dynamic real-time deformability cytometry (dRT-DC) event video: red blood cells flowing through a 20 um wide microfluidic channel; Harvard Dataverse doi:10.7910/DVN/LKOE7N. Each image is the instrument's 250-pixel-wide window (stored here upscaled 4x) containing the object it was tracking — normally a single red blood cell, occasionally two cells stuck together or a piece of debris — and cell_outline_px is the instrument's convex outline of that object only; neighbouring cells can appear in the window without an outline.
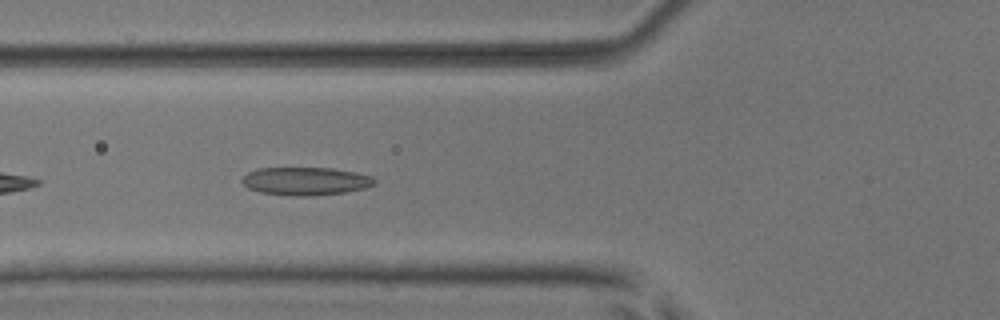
{"species": "common noctule bat (a hibernating species)", "species_latin": "Nyctalus noctula", "temperature_condition": "room temperature", "stored_images_in_passage": 11, "camera_frame_rate_fps": 3000, "um_per_image_px": 0.085, "animal": {"sex": "male", "body_mass_g": 17.9, "forearm_length_mm": 54.2}, "frame": {"image": 1, "passage_image": 5, "time_ms": 1.333, "image_size_px": [1000, 320], "cell_outline_px": [[376, 184], [364, 188], [344, 192], [308, 196], [288, 196], [260, 192], [248, 188], [240, 180], [248, 172], [256, 168], [332, 168], [356, 172], [372, 176], [376, 180]], "centroid_in_image_um": [25.97, 15.39], "position_along_channel_um": 99.8, "area_um2": 21.73}}
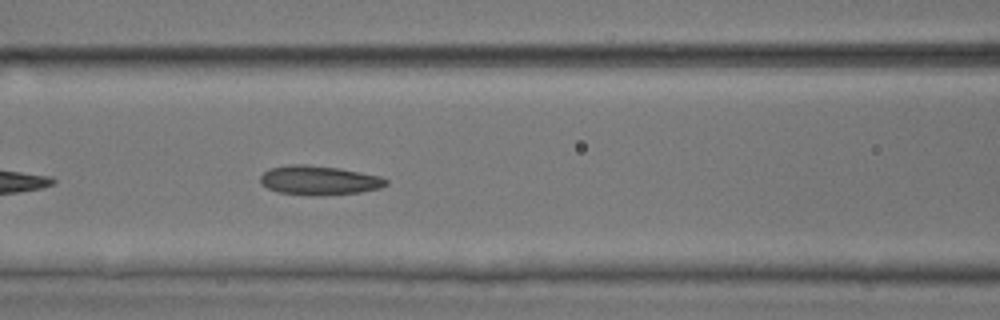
{"frame": {"image": 2, "passage_image": 8, "time_ms": 2.333, "image_size_px": [1000, 320], "cell_outline_px": [[388, 184], [380, 188], [360, 192], [320, 196], [276, 192], [260, 184], [260, 176], [268, 168], [288, 164], [304, 164], [340, 168], [380, 176], [388, 180]], "centroid_in_image_um": [27.09, 15.32], "position_along_channel_um": 139.5, "area_um2": 21.62}}